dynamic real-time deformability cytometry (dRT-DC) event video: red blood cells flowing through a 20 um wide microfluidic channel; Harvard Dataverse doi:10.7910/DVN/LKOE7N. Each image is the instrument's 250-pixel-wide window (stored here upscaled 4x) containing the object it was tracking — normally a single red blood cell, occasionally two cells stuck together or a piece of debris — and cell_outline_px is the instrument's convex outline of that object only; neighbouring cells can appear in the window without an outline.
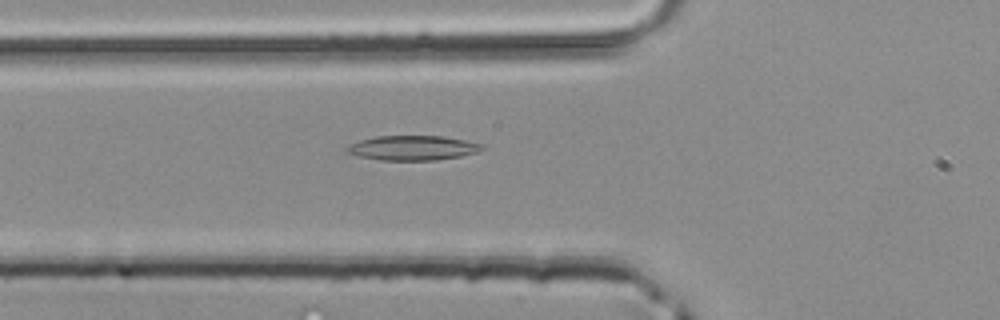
{"species": "common noctule bat (a hibernating species)", "species_latin": "Nyctalus noctula", "temperature_condition": "room temperature", "stored_images_in_passage": 3, "camera_frame_rate_fps": 3000, "um_per_image_px": 0.085, "animal": {"sex": "male", "body_mass_g": 20.4}, "frame": {"image": 1, "passage_image": 3, "time_ms": 0.667, "image_size_px": [1000, 320], "cell_outline_px": [[484, 148], [476, 152], [460, 156], [436, 160], [380, 160], [360, 156], [348, 152], [344, 148], [348, 144], [360, 140], [376, 136], [444, 136], [484, 144]], "centroid_in_image_um": [35.07, 12.56], "position_along_channel_um": 90.7, "area_um2": 19.36}}